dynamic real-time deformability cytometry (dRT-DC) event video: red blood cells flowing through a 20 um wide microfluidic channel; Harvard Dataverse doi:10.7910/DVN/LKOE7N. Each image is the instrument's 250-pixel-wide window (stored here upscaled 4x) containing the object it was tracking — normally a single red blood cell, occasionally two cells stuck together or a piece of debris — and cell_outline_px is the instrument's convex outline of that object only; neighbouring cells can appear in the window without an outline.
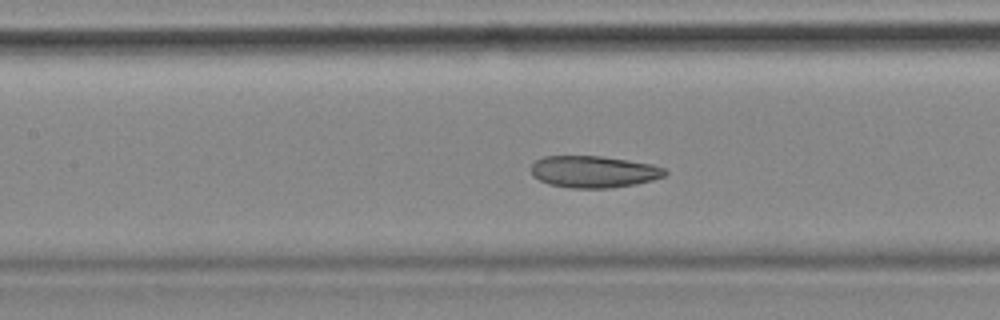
{"species": "common noctule bat (a hibernating species)", "species_latin": "Nyctalus noctula", "temperature_condition": "cold", "stored_images_in_passage": 57, "camera_frame_rate_fps": 3000, "um_per_image_px": 0.085, "animal": {"sex": "female", "body_mass_g": 18.4}, "frame": {"image": 1, "passage_image": 25, "time_ms": 8.0, "image_size_px": [1000, 320], "cell_outline_px": [[668, 172], [664, 176], [652, 180], [636, 184], [608, 188], [572, 188], [548, 184], [532, 176], [532, 164], [536, 160], [544, 156], [600, 156], [628, 160], [652, 164], [664, 168]], "centroid_in_image_um": [50.46, 14.59], "position_along_channel_um": 156.9, "area_um2": 24.8}, "authors_computed_cell_mechanics": {"area_um2": 26.9348, "velocity_mm_per_s": 3.5014, "shape_relaxation_time_tau1_ms": 11.0784, "shape_relaxation_time_tau2_ms": 2.9919, "deformation_change_tau1": 0.1436, "deformation_change_tau2": 0.0781}}